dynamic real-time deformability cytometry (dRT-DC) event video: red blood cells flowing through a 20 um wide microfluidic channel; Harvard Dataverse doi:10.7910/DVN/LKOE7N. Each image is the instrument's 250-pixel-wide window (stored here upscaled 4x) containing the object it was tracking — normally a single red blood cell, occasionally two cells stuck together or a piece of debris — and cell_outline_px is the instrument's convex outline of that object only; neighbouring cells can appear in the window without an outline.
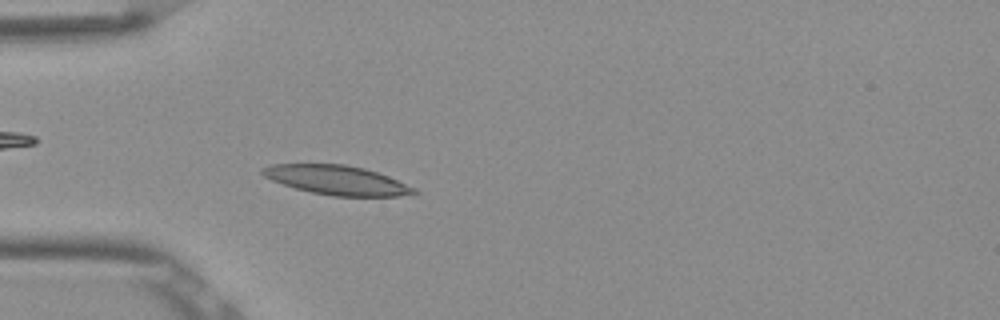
{"species": "Egyptian fruit bat (a non-hibernating species)", "species_latin": "Rousettus aegyptiacus", "temperature_condition": "room temperature", "stored_images_in_passage": 40, "camera_frame_rate_fps": 3000, "um_per_image_px": 0.085, "frame": {"image": 1, "passage_image": 10, "time_ms": 3.0, "image_size_px": [1000, 320], "cell_outline_px": [[420, 192], [400, 196], [332, 196], [312, 192], [296, 188], [272, 180], [264, 176], [260, 172], [260, 168], [268, 164], [344, 164], [364, 168], [388, 176], [416, 188]], "centroid_in_image_um": [28.62, 15.3], "position_along_channel_um": 56.4, "area_um2": 25.78}}
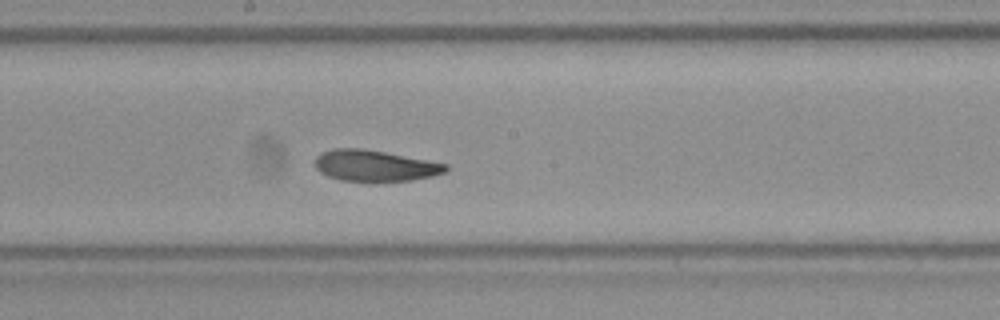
{"frame": {"image": 2, "passage_image": 23, "time_ms": 7.333, "image_size_px": [1000, 320], "cell_outline_px": [[448, 168], [444, 172], [432, 176], [412, 180], [340, 180], [328, 176], [320, 172], [316, 168], [316, 156], [320, 152], [332, 148], [364, 148], [428, 160], [448, 164]], "centroid_in_image_um": [31.84, 14.06], "position_along_channel_um": 216.4, "area_um2": 23.47}}
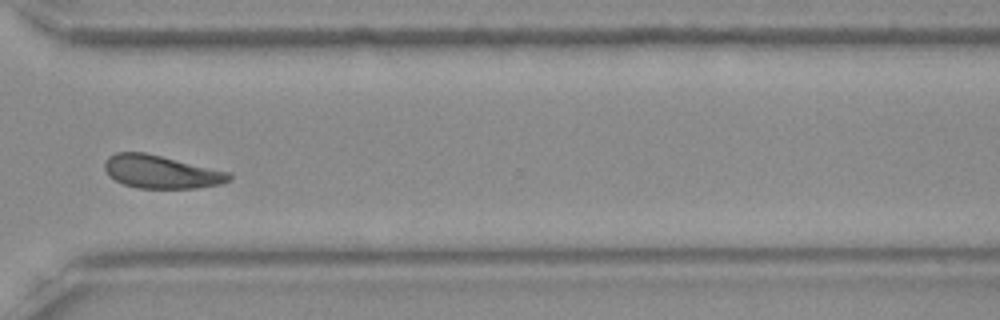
{"frame": {"image": 3, "passage_image": 34, "time_ms": 11.0, "image_size_px": [1000, 320], "cell_outline_px": [[232, 180], [220, 184], [196, 188], [136, 188], [124, 184], [108, 176], [104, 168], [104, 160], [108, 156], [116, 152], [144, 152], [232, 172]], "centroid_in_image_um": [13.71, 14.6], "position_along_channel_um": 356.9, "area_um2": 24.22}, "authors_computed_cell_mechanics": {"area_um2": 24.6228, "velocity_mm_per_s": 3.8331, "shape_relaxation_time_tau1_ms": 3.8323, "shape_relaxation_time_tau2_ms": 2.1996, "deformation_change_tau1": 0.1203, "deformation_change_tau2": 0.0801}}